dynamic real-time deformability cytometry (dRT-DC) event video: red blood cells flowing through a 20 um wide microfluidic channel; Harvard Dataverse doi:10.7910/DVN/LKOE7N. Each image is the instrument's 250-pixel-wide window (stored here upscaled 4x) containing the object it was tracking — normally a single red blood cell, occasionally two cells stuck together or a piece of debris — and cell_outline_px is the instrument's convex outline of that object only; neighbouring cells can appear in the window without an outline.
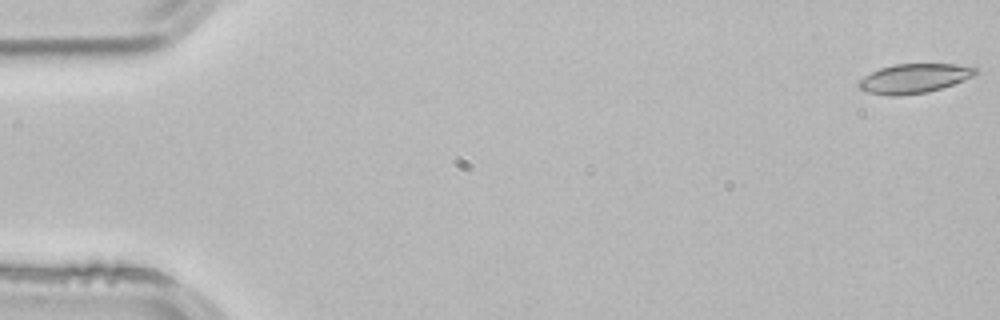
{"species": "common noctule bat (a hibernating species)", "species_latin": "Nyctalus noctula", "temperature_condition": "room temperature", "stored_images_in_passage": 4, "camera_frame_rate_fps": 3000, "um_per_image_px": 0.085, "animal": {"sex": "male", "body_mass_g": 21.5, "forearm_length_mm": 52.0}, "frame": {"image": 1, "passage_image": 1, "time_ms": 0.0, "image_size_px": [1000, 320], "cell_outline_px": [[980, 72], [964, 80], [928, 92], [896, 96], [888, 96], [868, 92], [860, 88], [856, 84], [864, 76], [880, 68], [896, 64], [972, 64], [980, 68]], "centroid_in_image_um": [77.77, 6.65], "position_along_channel_um": 7.2, "area_um2": 20.17}}
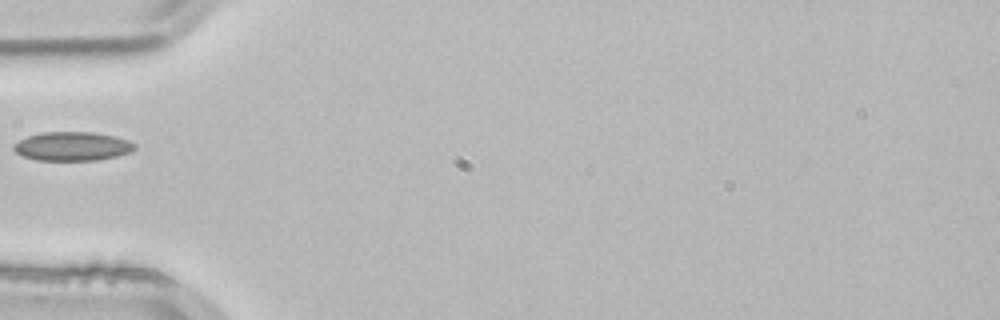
{"frame": {"image": 2, "passage_image": 4, "time_ms": 1.0, "image_size_px": [1000, 320], "cell_outline_px": [[136, 148], [128, 152], [116, 156], [96, 160], [36, 160], [20, 156], [12, 148], [12, 144], [28, 136], [40, 132], [92, 132], [116, 136], [128, 140], [136, 144]], "centroid_in_image_um": [6.11, 12.43], "position_along_channel_um": 78.9, "area_um2": 20.46}}